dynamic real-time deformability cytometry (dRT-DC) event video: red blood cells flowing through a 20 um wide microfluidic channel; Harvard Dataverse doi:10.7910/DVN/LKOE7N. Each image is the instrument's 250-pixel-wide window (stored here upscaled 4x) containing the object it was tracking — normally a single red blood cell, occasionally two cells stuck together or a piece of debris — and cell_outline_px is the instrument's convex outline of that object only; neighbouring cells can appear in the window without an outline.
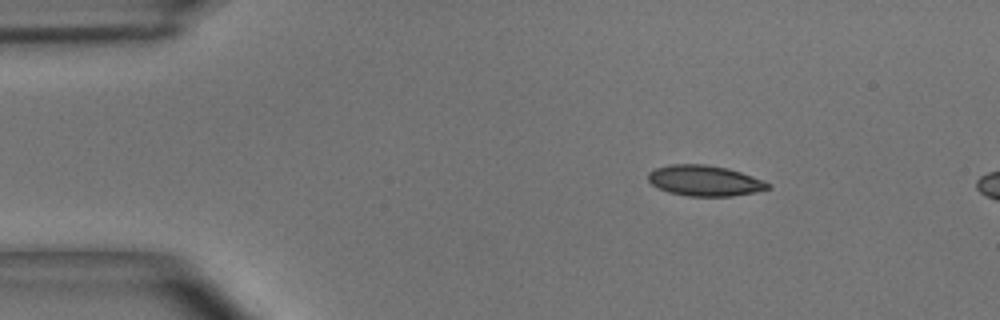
{"species": "common noctule bat (a hibernating species)", "species_latin": "Nyctalus noctula", "temperature_condition": "room temperature", "stored_images_in_passage": 9, "camera_frame_rate_fps": 3000, "um_per_image_px": 0.085, "animal": {"sex": "male", "body_mass_g": 15.6}, "frame": {"image": 1, "passage_image": 1, "time_ms": 0.0, "image_size_px": [1000, 320], "cell_outline_px": [[772, 188], [756, 192], [732, 196], [688, 196], [668, 192], [652, 184], [648, 180], [648, 172], [656, 168], [672, 164], [704, 164], [728, 168], [752, 176], [772, 184]], "centroid_in_image_um": [59.92, 15.36], "position_along_channel_um": 25.1, "area_um2": 21.39}}